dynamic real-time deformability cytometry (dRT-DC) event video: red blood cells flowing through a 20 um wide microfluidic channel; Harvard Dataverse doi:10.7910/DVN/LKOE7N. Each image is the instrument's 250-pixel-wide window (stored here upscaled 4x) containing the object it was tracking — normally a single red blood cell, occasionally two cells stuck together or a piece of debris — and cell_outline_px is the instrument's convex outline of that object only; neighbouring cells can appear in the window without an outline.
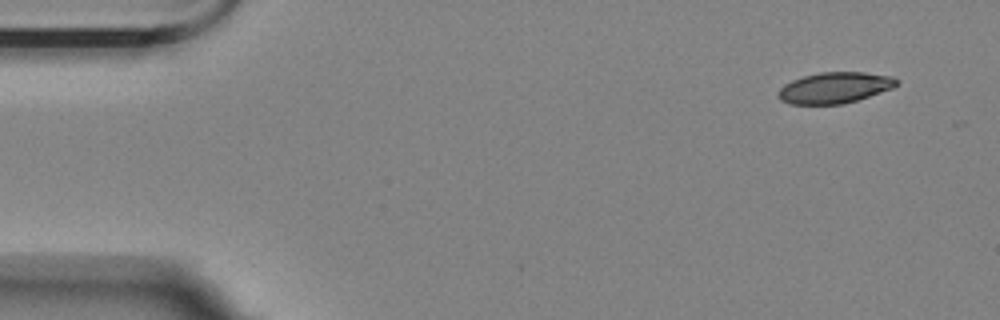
{"species": "Egyptian fruit bat (a non-hibernating species)", "species_latin": "Rousettus aegyptiacus", "temperature_condition": "room temperature", "stored_images_in_passage": 8, "camera_frame_rate_fps": 3000, "um_per_image_px": 0.085, "animal": {"sex": "female"}, "frame": {"image": 1, "passage_image": 1, "time_ms": 0.0, "image_size_px": [1000, 320], "cell_outline_px": [[900, 84], [892, 88], [844, 104], [792, 104], [780, 100], [776, 96], [780, 88], [784, 84], [792, 80], [804, 76], [820, 72], [864, 72], [892, 76], [900, 80]], "centroid_in_image_um": [70.95, 7.45], "position_along_channel_um": 14.0, "area_um2": 21.44}}
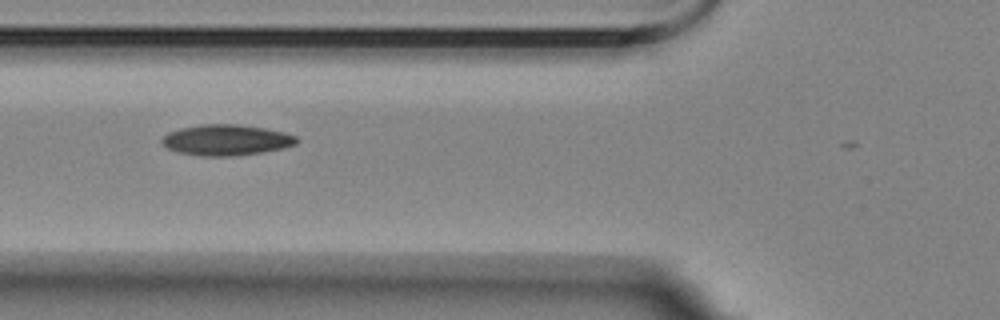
{"frame": {"image": 2, "passage_image": 5, "time_ms": 5.667, "image_size_px": [1000, 320], "cell_outline_px": [[300, 140], [296, 144], [280, 148], [260, 152], [232, 156], [204, 156], [180, 152], [168, 148], [160, 140], [168, 132], [180, 128], [200, 124], [236, 124], [264, 128], [284, 132], [296, 136]], "centroid_in_image_um": [19.23, 11.89], "position_along_channel_um": 106.6, "area_um2": 23.93}}
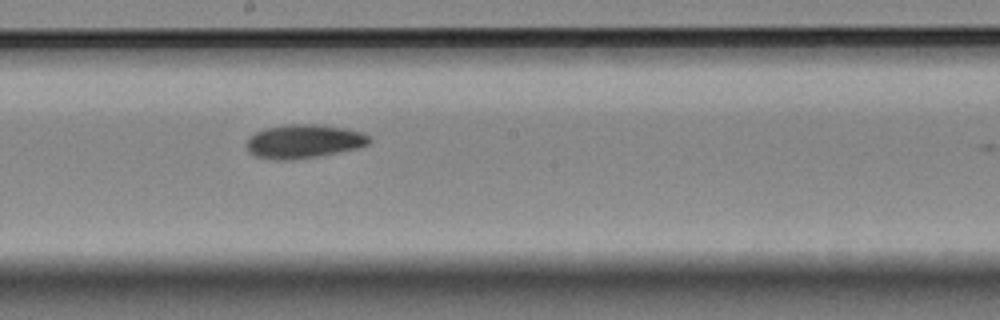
{"frame": {"image": 3, "passage_image": 8, "time_ms": 9.0, "image_size_px": [1000, 320], "cell_outline_px": [[372, 140], [368, 144], [356, 148], [316, 156], [292, 160], [276, 160], [256, 156], [248, 148], [248, 140], [256, 132], [264, 128], [284, 124], [316, 124], [344, 128], [360, 132], [368, 136]], "centroid_in_image_um": [25.82, 12.0], "position_along_channel_um": 222.4, "area_um2": 23.7}}